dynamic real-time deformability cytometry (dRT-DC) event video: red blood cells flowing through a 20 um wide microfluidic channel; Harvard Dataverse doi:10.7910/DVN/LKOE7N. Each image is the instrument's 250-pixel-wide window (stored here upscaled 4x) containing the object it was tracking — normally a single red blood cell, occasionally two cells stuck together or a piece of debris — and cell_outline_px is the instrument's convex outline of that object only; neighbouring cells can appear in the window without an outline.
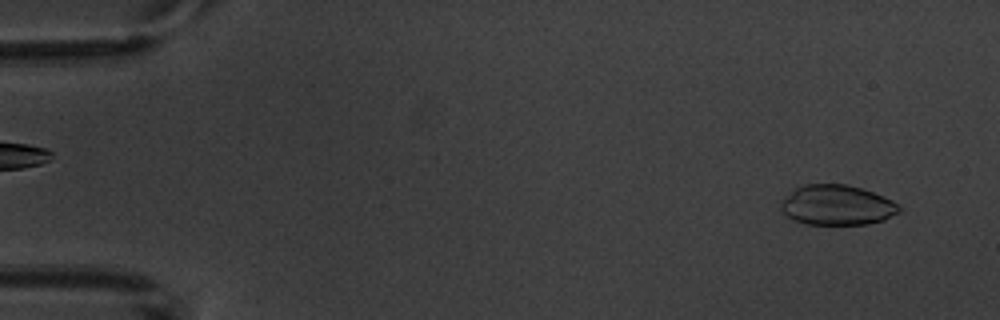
{"species": "common noctule bat (a hibernating species)", "species_latin": "Nyctalus noctula", "temperature_condition": "warm", "stored_images_in_passage": 8, "camera_frame_rate_fps": 3000, "um_per_image_px": 0.085, "animal": {"sex": "male", "body_mass_g": 20.1, "forearm_length_mm": 53.5}, "frame": {"image": 1, "passage_image": 1, "time_ms": 0.0, "image_size_px": [1000, 320], "cell_outline_px": [[900, 212], [884, 220], [868, 224], [804, 224], [788, 216], [780, 208], [780, 204], [796, 188], [804, 184], [848, 184], [884, 196], [892, 200], [900, 208]], "centroid_in_image_um": [71.18, 17.44], "position_along_channel_um": 13.8, "area_um2": 27.34}}
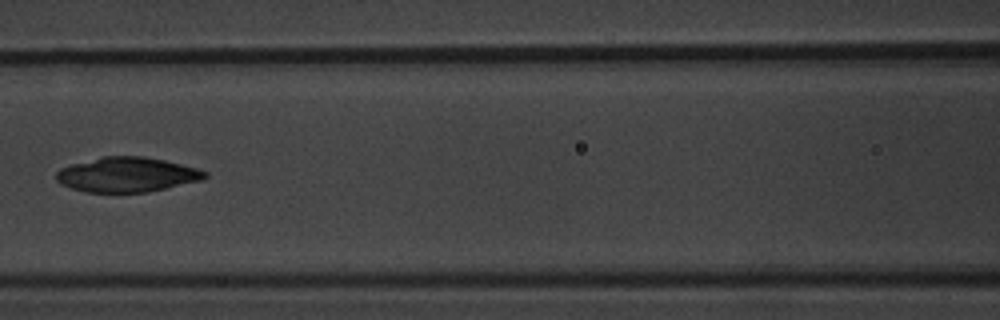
{"frame": {"image": 2, "passage_image": 7, "time_ms": 7.0, "image_size_px": [1000, 320], "cell_outline_px": [[208, 176], [200, 180], [148, 192], [88, 192], [72, 188], [60, 184], [56, 180], [56, 172], [60, 168], [72, 164], [104, 156], [144, 156], [164, 160], [196, 168], [208, 172]], "centroid_in_image_um": [10.77, 14.84], "position_along_channel_um": 155.8, "area_um2": 29.88}}
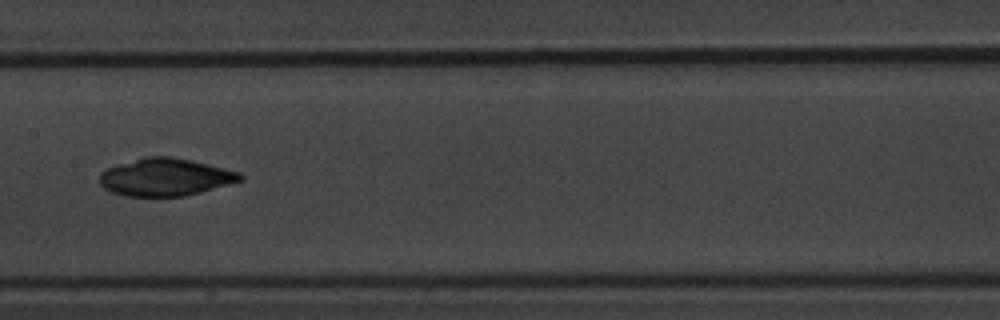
{"frame": {"image": 3, "passage_image": 8, "time_ms": 8.0, "image_size_px": [1000, 320], "cell_outline_px": [[244, 180], [200, 192], [184, 196], [124, 196], [112, 192], [104, 188], [100, 184], [100, 172], [116, 164], [144, 156], [172, 156], [192, 160], [240, 172], [244, 176]], "centroid_in_image_um": [14.05, 15.04], "position_along_channel_um": 193.4, "area_um2": 30.92}}